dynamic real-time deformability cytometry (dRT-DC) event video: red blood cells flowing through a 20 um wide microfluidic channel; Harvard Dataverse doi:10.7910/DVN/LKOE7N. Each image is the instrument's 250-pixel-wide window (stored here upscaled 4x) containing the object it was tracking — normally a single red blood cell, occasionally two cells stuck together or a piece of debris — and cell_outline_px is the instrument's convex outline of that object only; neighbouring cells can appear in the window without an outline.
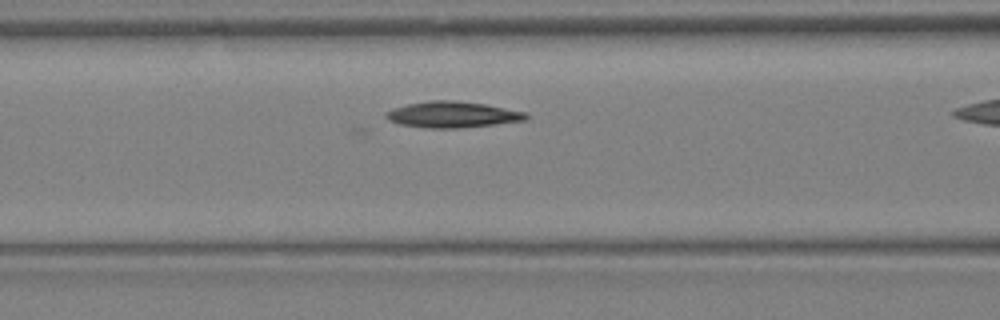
{"species": "Egyptian fruit bat (a non-hibernating species)", "species_latin": "Rousettus aegyptiacus", "temperature_condition": "warm", "stored_images_in_passage": 7, "camera_frame_rate_fps": 3000, "um_per_image_px": 0.085, "animal": {"sex": "female"}, "frame": {"image": 1, "passage_image": 6, "time_ms": 1.667, "image_size_px": [1000, 320], "cell_outline_px": [[532, 116], [528, 120], [496, 124], [460, 128], [428, 128], [400, 124], [388, 120], [384, 116], [384, 112], [392, 108], [408, 104], [428, 100], [456, 100], [484, 104], [528, 112]], "centroid_in_image_um": [38.49, 9.73], "position_along_channel_um": 128.1, "area_um2": 21.62}}